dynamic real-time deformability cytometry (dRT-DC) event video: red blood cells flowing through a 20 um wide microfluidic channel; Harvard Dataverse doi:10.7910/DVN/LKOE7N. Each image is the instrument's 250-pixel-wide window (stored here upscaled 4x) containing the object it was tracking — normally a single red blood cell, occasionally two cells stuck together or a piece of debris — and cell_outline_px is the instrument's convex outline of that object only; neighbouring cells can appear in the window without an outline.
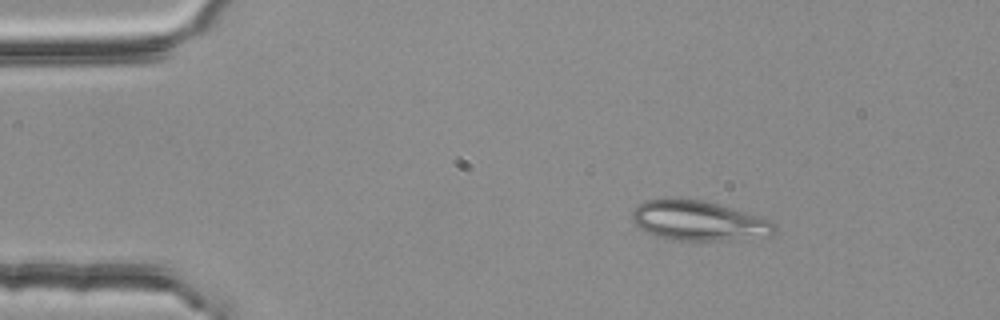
{"species": "common noctule bat (a hibernating species)", "species_latin": "Nyctalus noctula", "temperature_condition": "room temperature", "stored_images_in_passage": 2, "camera_frame_rate_fps": 3000, "um_per_image_px": 0.085, "animal": {"sex": "female", "body_mass_g": 25.1}, "frame": {"image": 1, "passage_image": 1, "time_ms": 0.0, "image_size_px": [1000, 320], "cell_outline_px": [[776, 232], [768, 236], [724, 240], [672, 240], [656, 236], [640, 228], [632, 220], [632, 212], [644, 200], [680, 196], [704, 200], [772, 220], [776, 224]], "centroid_in_image_um": [59.37, 18.73], "position_along_channel_um": 25.6, "area_um2": 33.35}}